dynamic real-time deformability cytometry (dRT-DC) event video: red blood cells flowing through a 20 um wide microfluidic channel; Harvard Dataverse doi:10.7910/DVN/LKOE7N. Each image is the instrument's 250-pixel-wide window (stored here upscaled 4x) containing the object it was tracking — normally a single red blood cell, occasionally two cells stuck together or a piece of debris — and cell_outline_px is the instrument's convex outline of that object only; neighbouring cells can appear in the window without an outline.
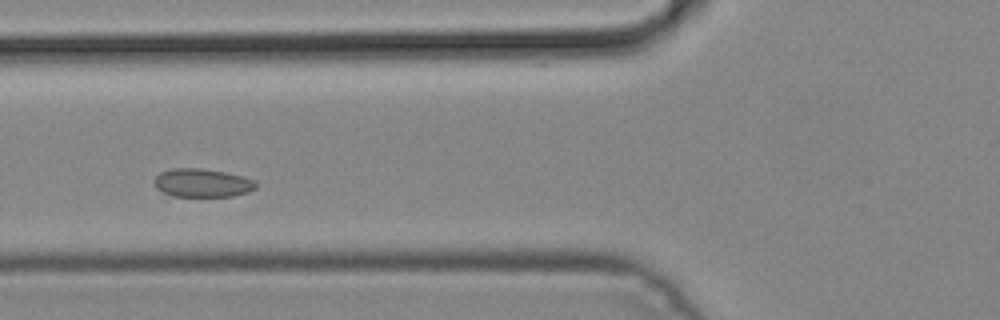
{"species": "common noctule bat (a hibernating species)", "species_latin": "Nyctalus noctula", "temperature_condition": "cold", "stored_images_in_passage": 2, "camera_frame_rate_fps": 3000, "um_per_image_px": 0.085, "animal": {"sex": "male", "body_mass_g": 19.2, "forearm_length_mm": 51.8}, "frame": {"image": 1, "passage_image": 2, "time_ms": 0.333, "image_size_px": [1000, 320], "cell_outline_px": [[256, 188], [248, 192], [232, 196], [164, 200], [156, 188], [152, 180], [160, 172], [172, 168], [200, 168], [224, 172], [244, 176], [256, 180]], "centroid_in_image_um": [17.05, 15.62], "position_along_channel_um": 108.7, "area_um2": 18.26}}